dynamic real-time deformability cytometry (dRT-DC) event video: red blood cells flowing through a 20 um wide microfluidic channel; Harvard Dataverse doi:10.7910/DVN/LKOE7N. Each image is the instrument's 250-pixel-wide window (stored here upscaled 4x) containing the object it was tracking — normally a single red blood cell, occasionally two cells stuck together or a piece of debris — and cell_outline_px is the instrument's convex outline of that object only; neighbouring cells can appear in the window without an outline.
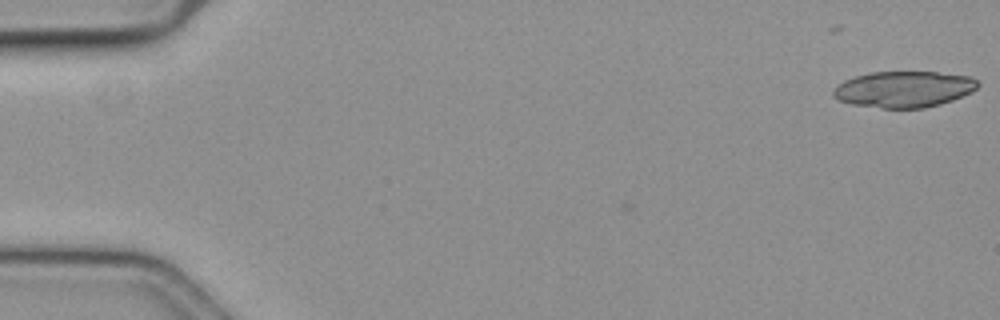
{"species": "common noctule bat (a hibernating species)", "species_latin": "Nyctalus noctula", "temperature_condition": "cold", "stored_images_in_passage": 4, "camera_frame_rate_fps": 3000, "um_per_image_px": 0.085, "animal": {"sex": "female", "body_mass_g": 19.3, "forearm_length_mm": 54.1}, "frame": {"image": 1, "passage_image": 1, "time_ms": 0.0, "image_size_px": [1000, 320], "cell_outline_px": [[980, 84], [972, 92], [952, 100], [940, 104], [924, 108], [880, 108], [852, 104], [840, 100], [832, 96], [832, 92], [844, 80], [856, 76], [872, 72], [936, 72], [972, 76]], "centroid_in_image_um": [76.86, 7.58], "position_along_channel_um": 8.1, "area_um2": 30.4}}